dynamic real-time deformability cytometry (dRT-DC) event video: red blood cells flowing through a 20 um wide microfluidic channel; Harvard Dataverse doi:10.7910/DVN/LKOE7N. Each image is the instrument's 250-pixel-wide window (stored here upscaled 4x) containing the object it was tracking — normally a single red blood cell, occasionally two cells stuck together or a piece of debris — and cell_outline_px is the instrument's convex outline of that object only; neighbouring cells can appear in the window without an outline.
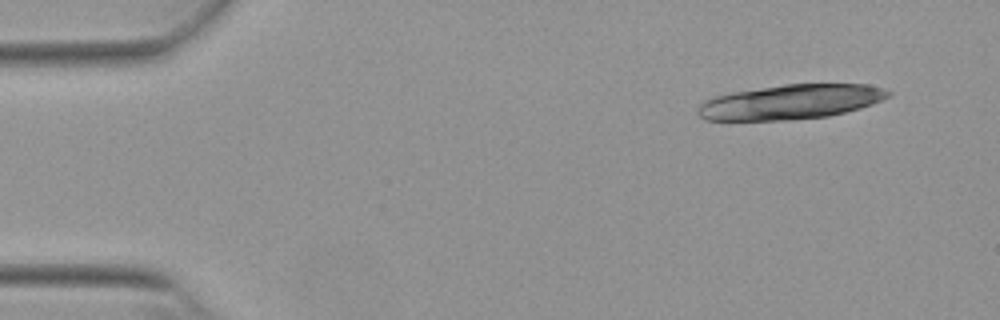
{"species": "Egyptian fruit bat (a non-hibernating species)", "species_latin": "Rousettus aegyptiacus", "temperature_condition": "warm", "stored_images_in_passage": 18, "camera_frame_rate_fps": 3000, "um_per_image_px": 0.085, "animal": {"sex": "female"}, "frame": {"image": 1, "passage_image": 4, "time_ms": 1.0, "image_size_px": [1000, 320], "cell_outline_px": [[892, 92], [888, 96], [872, 104], [860, 108], [828, 116], [784, 120], [704, 120], [696, 112], [700, 104], [704, 100], [716, 96], [732, 92], [784, 84], [868, 84], [884, 88]], "centroid_in_image_um": [67.19, 8.66], "position_along_channel_um": 17.8, "area_um2": 38.32}}